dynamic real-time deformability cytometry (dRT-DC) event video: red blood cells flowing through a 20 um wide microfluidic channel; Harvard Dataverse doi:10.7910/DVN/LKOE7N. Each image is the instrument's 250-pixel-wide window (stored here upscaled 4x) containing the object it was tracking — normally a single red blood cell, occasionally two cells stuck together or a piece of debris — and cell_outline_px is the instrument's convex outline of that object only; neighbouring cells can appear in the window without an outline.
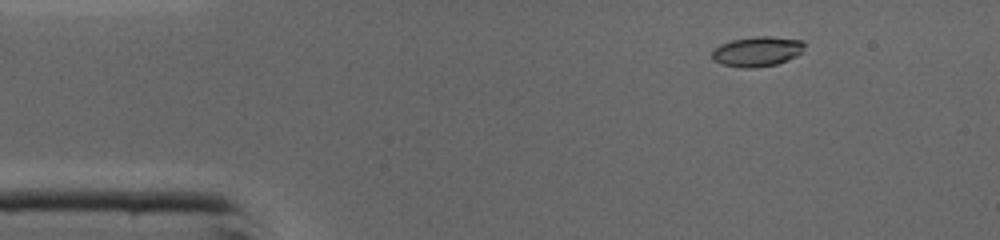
{"species": "common noctule bat (a hibernating species)", "species_latin": "Nyctalus noctula", "temperature_condition": "cold", "stored_images_in_passage": 36, "camera_frame_rate_fps": 3000, "um_per_image_px": 0.085, "animal": {"sex": "male", "body_mass_g": 19.0, "forearm_length_mm": 50.8}, "frame": {"image": 1, "passage_image": 2, "time_ms": 0.333, "image_size_px": [1000, 240], "cell_outline_px": [[800, 44], [784, 60], [772, 64], [728, 64], [716, 52], [720, 48], [728, 44], [740, 40], [796, 40]], "centroid_in_image_um": [64.37, 4.38], "position_along_channel_um": 20.6, "area_um2": 11.62}}
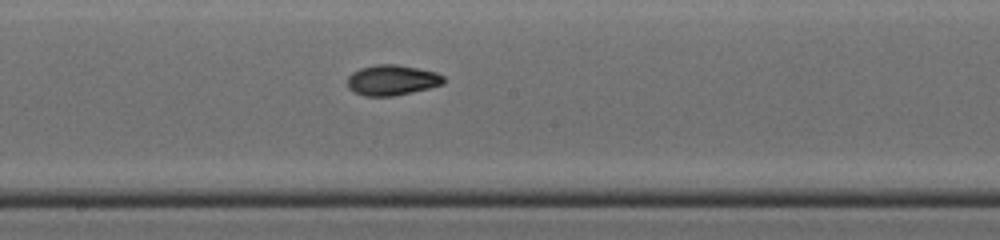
{"frame": {"image": 2, "passage_image": 20, "time_ms": 6.333, "image_size_px": [1000, 240], "cell_outline_px": [[444, 80], [436, 84], [404, 92], [360, 92], [352, 84], [352, 76], [368, 68], [408, 68], [428, 72], [440, 76]], "centroid_in_image_um": [33.43, 6.79], "position_along_channel_um": 214.8, "area_um2": 12.66}}
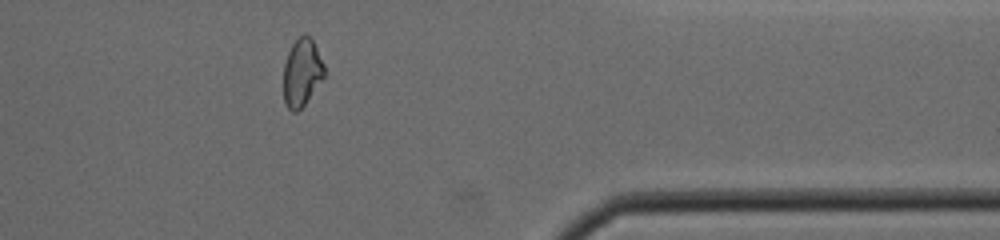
{"frame": {"image": 3, "passage_image": 33, "time_ms": 10.667, "image_size_px": [1000, 240], "cell_outline_px": [[324, 68], [320, 76], [304, 100], [300, 104], [288, 104], [284, 96], [284, 72], [288, 56], [292, 48], [296, 44], [312, 44]], "centroid_in_image_um": [25.6, 6.2], "position_along_channel_um": 385.8, "area_um2": 12.48}, "authors_computed_cell_mechanics": {"area_um2": 13.005, "velocity_mm_per_s": 4.4048, "shape_relaxation_time_tau1_ms": null, "shape_relaxation_time_tau2_ms": 3.1482, "deformation_change_tau1": null, "deformation_change_tau2": 0.0773}}